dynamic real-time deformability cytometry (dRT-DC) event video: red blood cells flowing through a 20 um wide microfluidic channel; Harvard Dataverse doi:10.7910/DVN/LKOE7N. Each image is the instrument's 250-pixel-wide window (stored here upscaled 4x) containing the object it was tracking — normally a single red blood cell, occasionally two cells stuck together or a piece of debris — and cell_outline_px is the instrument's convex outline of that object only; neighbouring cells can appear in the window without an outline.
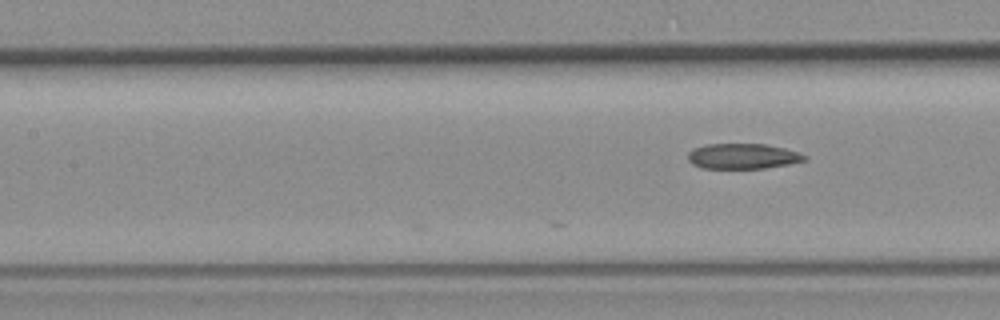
{"species": "common noctule bat (a hibernating species)", "species_latin": "Nyctalus noctula", "temperature_condition": "room temperature", "stored_images_in_passage": 6, "segment_of_instrument_passage": [1, 2], "camera_frame_rate_fps": 3000, "um_per_image_px": 0.085, "animal": {"sex": "female", "body_mass_g": 19.3, "forearm_length_mm": 54.1}, "frame": {"image": 1, "passage_image": 4, "time_ms": 3.333, "image_size_px": [1000, 320], "cell_outline_px": [[808, 160], [788, 164], [764, 168], [704, 168], [692, 164], [688, 160], [688, 152], [692, 148], [704, 144], [764, 144], [784, 148], [800, 152], [808, 156]], "centroid_in_image_um": [63.14, 13.27], "position_along_channel_um": 144.3, "area_um2": 17.34}}
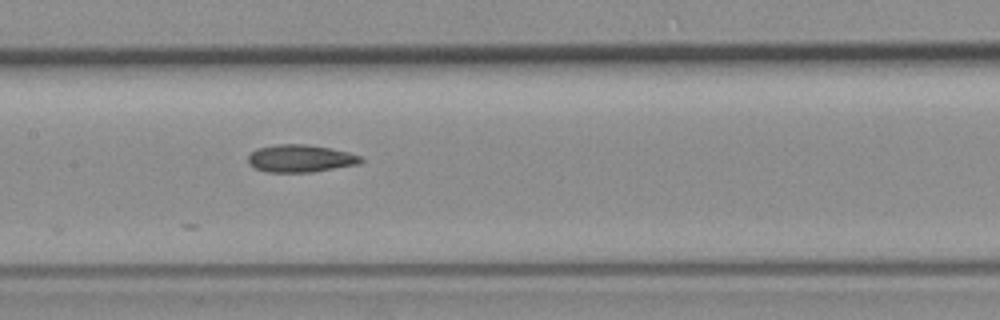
{"frame": {"image": 2, "passage_image": 5, "time_ms": 4.333, "image_size_px": [1000, 320], "cell_outline_px": [[364, 160], [360, 164], [312, 172], [268, 172], [256, 168], [248, 164], [248, 156], [256, 148], [280, 144], [308, 144], [332, 148], [348, 152], [360, 156]], "centroid_in_image_um": [25.55, 13.46], "position_along_channel_um": 181.8, "area_um2": 18.15}}